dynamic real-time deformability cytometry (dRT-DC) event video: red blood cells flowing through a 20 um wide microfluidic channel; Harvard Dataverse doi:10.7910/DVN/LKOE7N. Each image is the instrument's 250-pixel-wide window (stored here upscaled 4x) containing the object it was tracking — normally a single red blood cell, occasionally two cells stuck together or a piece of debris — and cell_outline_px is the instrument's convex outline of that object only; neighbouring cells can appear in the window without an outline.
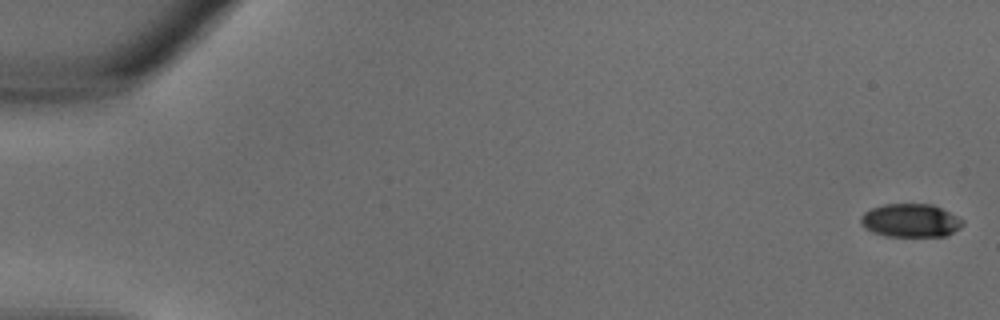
{"species": "common noctule bat (a hibernating species)", "species_latin": "Nyctalus noctula", "temperature_condition": "warm", "stored_images_in_passage": 35, "camera_frame_rate_fps": 3000, "um_per_image_px": 0.085, "animal": {"sex": "male", "body_mass_g": 18.8}, "frame": {"image": 1, "passage_image": 1, "time_ms": 0.0, "image_size_px": [1000, 320], "cell_outline_px": [[964, 224], [960, 228], [948, 236], [884, 236], [872, 232], [864, 228], [860, 224], [860, 216], [864, 212], [872, 208], [884, 204], [932, 204], [964, 220]], "centroid_in_image_um": [77.38, 18.75], "position_along_channel_um": 7.6, "area_um2": 19.94}}
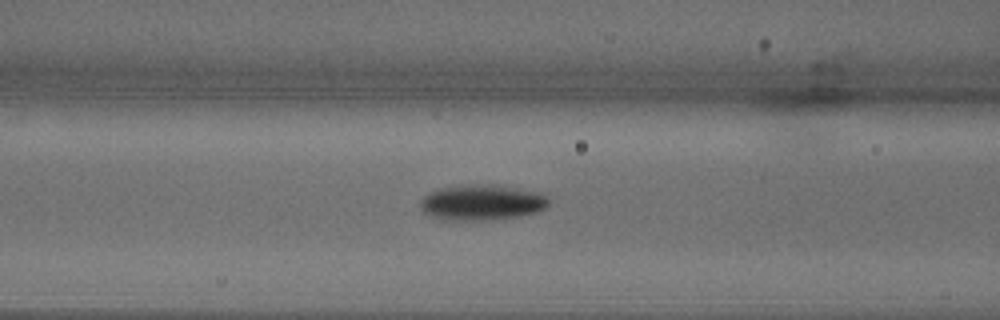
{"frame": {"image": 2, "passage_image": 15, "time_ms": 4.667, "image_size_px": [1000, 320], "cell_outline_px": [[548, 204], [544, 208], [536, 212], [520, 216], [484, 220], [440, 220], [428, 216], [420, 208], [420, 200], [428, 192], [444, 188], [472, 184], [492, 184], [548, 192]], "centroid_in_image_um": [40.99, 17.2], "position_along_channel_um": 125.6, "area_um2": 27.05}}
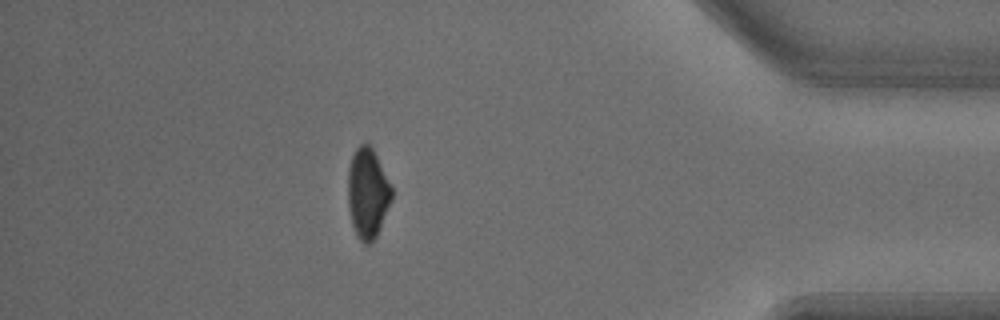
{"frame": {"image": 3, "passage_image": 31, "time_ms": 10.0, "image_size_px": [1000, 320], "cell_outline_px": [[392, 200], [376, 236], [368, 244], [364, 244], [356, 236], [352, 224], [348, 208], [348, 168], [352, 156], [356, 148], [360, 144], [368, 144], [372, 148], [392, 188]], "centroid_in_image_um": [31.23, 16.44], "position_along_channel_um": 404.0, "area_um2": 22.77}}